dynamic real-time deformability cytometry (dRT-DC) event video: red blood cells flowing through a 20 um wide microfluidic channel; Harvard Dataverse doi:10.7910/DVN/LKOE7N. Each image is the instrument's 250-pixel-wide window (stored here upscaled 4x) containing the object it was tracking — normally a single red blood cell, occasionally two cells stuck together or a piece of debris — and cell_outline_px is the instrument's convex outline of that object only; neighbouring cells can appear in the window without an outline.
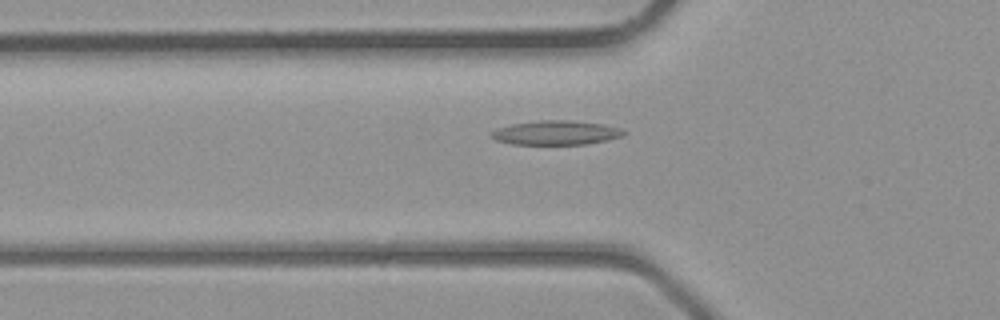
{"species": "common noctule bat (a hibernating species)", "species_latin": "Nyctalus noctula", "temperature_condition": "room temperature", "stored_images_in_passage": 40, "camera_frame_rate_fps": 3000, "um_per_image_px": 0.085, "animal": {"sex": "male", "body_mass_g": 23.1, "forearm_length_mm": 52.7}, "frame": {"image": 1, "passage_image": 14, "time_ms": 4.333, "image_size_px": [1000, 320], "cell_outline_px": [[628, 132], [624, 136], [608, 140], [584, 144], [512, 144], [496, 140], [492, 136], [492, 132], [496, 128], [512, 124], [540, 120], [568, 120], [604, 124], [620, 128]], "centroid_in_image_um": [47.31, 11.28], "position_along_channel_um": 78.5, "area_um2": 18.67}}
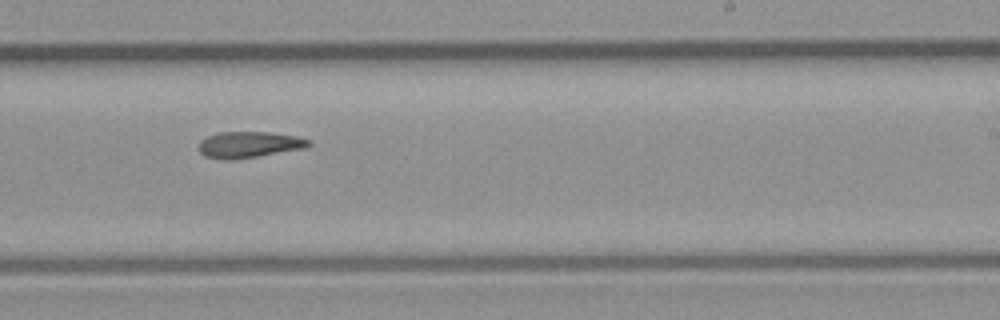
{"frame": {"image": 2, "passage_image": 25, "time_ms": 8.0, "image_size_px": [1000, 320], "cell_outline_px": [[312, 144], [304, 148], [232, 160], [224, 160], [204, 156], [200, 152], [200, 140], [208, 136], [220, 132], [268, 132], [296, 136], [308, 140]], "centroid_in_image_um": [21.14, 12.29], "position_along_channel_um": 267.9, "area_um2": 16.53}}
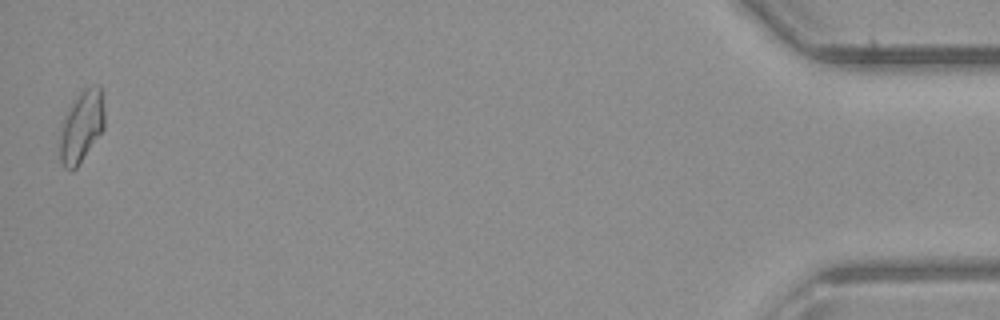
{"frame": {"image": 3, "passage_image": 40, "time_ms": 13.0, "image_size_px": [1000, 320], "cell_outline_px": [[104, 128], [76, 168], [72, 172], [64, 168], [60, 160], [60, 124], [64, 116], [80, 92], [84, 88], [100, 84], [104, 108]], "centroid_in_image_um": [6.92, 10.76], "position_along_channel_um": 428.3, "area_um2": 18.61}}